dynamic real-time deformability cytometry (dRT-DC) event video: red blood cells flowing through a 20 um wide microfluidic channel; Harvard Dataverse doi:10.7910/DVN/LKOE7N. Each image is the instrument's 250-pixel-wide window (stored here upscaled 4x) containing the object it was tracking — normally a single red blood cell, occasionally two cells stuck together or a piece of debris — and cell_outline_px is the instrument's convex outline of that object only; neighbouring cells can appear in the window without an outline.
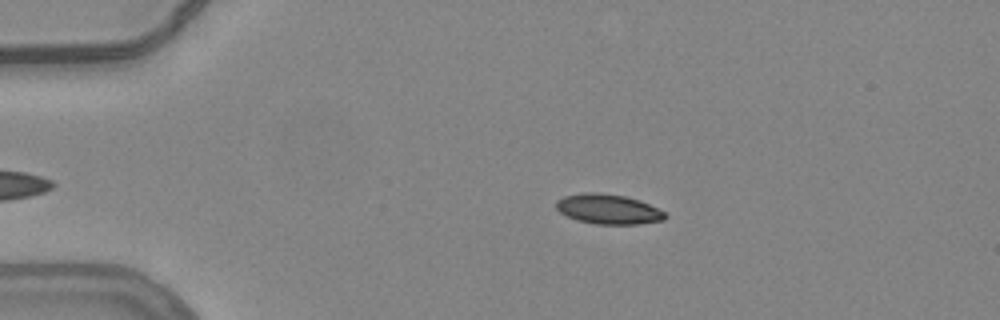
{"species": "common noctule bat (a hibernating species)", "species_latin": "Nyctalus noctula", "temperature_condition": "warm", "stored_images_in_passage": 47, "camera_frame_rate_fps": 3000, "um_per_image_px": 0.085, "animal": {"sex": "female", "body_mass_g": 24.6, "forearm_length_mm": 56.2}, "frame": {"image": 1, "passage_image": 11, "time_ms": 3.333, "image_size_px": [1000, 320], "cell_outline_px": [[668, 216], [664, 220], [640, 224], [596, 224], [576, 220], [560, 212], [556, 208], [556, 200], [564, 196], [584, 192], [596, 192], [624, 196], [640, 200], [664, 212]], "centroid_in_image_um": [51.69, 17.78], "position_along_channel_um": 33.3, "area_um2": 18.96}}
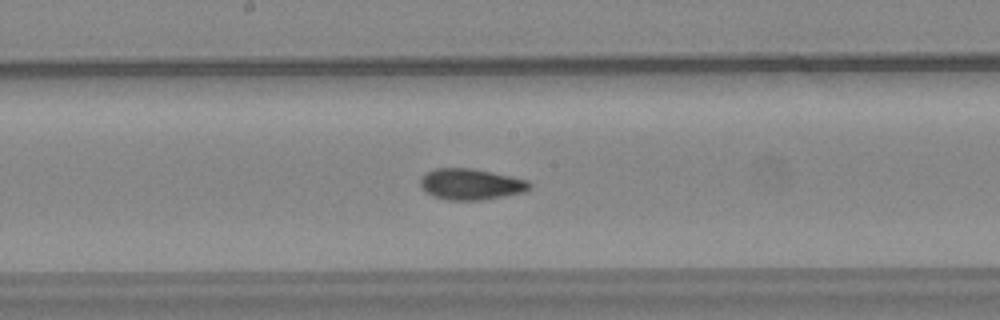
{"frame": {"image": 2, "passage_image": 29, "time_ms": 9.333, "image_size_px": [1000, 320], "cell_outline_px": [[532, 188], [524, 192], [484, 200], [448, 200], [436, 196], [428, 192], [420, 184], [420, 176], [424, 172], [436, 168], [472, 168], [492, 172], [528, 180], [532, 184]], "centroid_in_image_um": [40.05, 15.65], "position_along_channel_um": 208.2, "area_um2": 19.83}, "authors_computed_cell_mechanics": {"area_um2": 19.363, "velocity_mm_per_s": 3.7846, "shape_relaxation_time_tau1_ms": 9.5831, "shape_relaxation_time_tau2_ms": 1.5374, "deformation_change_tau1": 0.1978, "deformation_change_tau2": 0.0601}}